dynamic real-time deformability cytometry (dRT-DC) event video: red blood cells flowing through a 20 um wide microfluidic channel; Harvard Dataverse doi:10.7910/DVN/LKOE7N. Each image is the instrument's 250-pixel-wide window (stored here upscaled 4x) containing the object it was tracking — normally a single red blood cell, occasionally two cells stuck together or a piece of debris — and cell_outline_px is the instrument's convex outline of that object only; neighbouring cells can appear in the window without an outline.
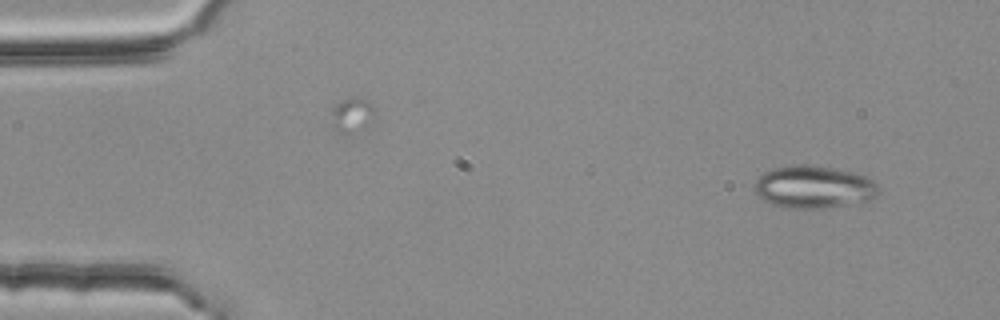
{"species": "common noctule bat (a hibernating species)", "species_latin": "Nyctalus noctula", "temperature_condition": "room temperature", "stored_images_in_passage": 2, "camera_frame_rate_fps": 3000, "um_per_image_px": 0.085, "animal": {"sex": "female", "body_mass_g": 25.1}, "frame": {"image": 1, "passage_image": 2, "time_ms": 0.333, "image_size_px": [1000, 320], "cell_outline_px": [[876, 196], [872, 200], [848, 204], [820, 208], [788, 208], [772, 204], [760, 200], [756, 196], [752, 188], [756, 180], [764, 172], [776, 168], [796, 164], [804, 164], [832, 168], [856, 172], [868, 176], [876, 184]], "centroid_in_image_um": [69.12, 15.89], "position_along_channel_um": 15.9, "area_um2": 30.87}}